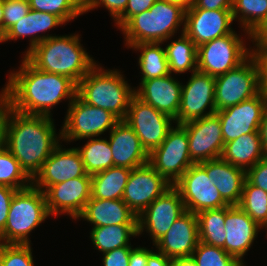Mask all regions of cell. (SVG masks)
<instances>
[{"label": "cell", "instance_id": "obj_1", "mask_svg": "<svg viewBox=\"0 0 267 266\" xmlns=\"http://www.w3.org/2000/svg\"><path fill=\"white\" fill-rule=\"evenodd\" d=\"M2 92L12 109L35 115L52 116L54 106L64 99L69 104L77 96V84L70 78L34 67L25 57L18 71H11Z\"/></svg>", "mask_w": 267, "mask_h": 266}, {"label": "cell", "instance_id": "obj_2", "mask_svg": "<svg viewBox=\"0 0 267 266\" xmlns=\"http://www.w3.org/2000/svg\"><path fill=\"white\" fill-rule=\"evenodd\" d=\"M52 116L25 114L10 107L5 126V147L33 179L60 144Z\"/></svg>", "mask_w": 267, "mask_h": 266}, {"label": "cell", "instance_id": "obj_3", "mask_svg": "<svg viewBox=\"0 0 267 266\" xmlns=\"http://www.w3.org/2000/svg\"><path fill=\"white\" fill-rule=\"evenodd\" d=\"M79 34L53 36L24 57L40 71L66 76L78 84L97 64L79 41Z\"/></svg>", "mask_w": 267, "mask_h": 266}, {"label": "cell", "instance_id": "obj_4", "mask_svg": "<svg viewBox=\"0 0 267 266\" xmlns=\"http://www.w3.org/2000/svg\"><path fill=\"white\" fill-rule=\"evenodd\" d=\"M185 12L186 9L178 4L157 0L149 10L132 16L120 28L125 35L126 46L166 42L182 24L181 32L184 33Z\"/></svg>", "mask_w": 267, "mask_h": 266}, {"label": "cell", "instance_id": "obj_5", "mask_svg": "<svg viewBox=\"0 0 267 266\" xmlns=\"http://www.w3.org/2000/svg\"><path fill=\"white\" fill-rule=\"evenodd\" d=\"M118 70H104L96 64L77 84V96L86 104L110 111L124 120L131 99L132 89Z\"/></svg>", "mask_w": 267, "mask_h": 266}, {"label": "cell", "instance_id": "obj_6", "mask_svg": "<svg viewBox=\"0 0 267 266\" xmlns=\"http://www.w3.org/2000/svg\"><path fill=\"white\" fill-rule=\"evenodd\" d=\"M45 194L33 184L17 190L11 200L7 222L0 240L4 244H30L29 234L47 217Z\"/></svg>", "mask_w": 267, "mask_h": 266}, {"label": "cell", "instance_id": "obj_7", "mask_svg": "<svg viewBox=\"0 0 267 266\" xmlns=\"http://www.w3.org/2000/svg\"><path fill=\"white\" fill-rule=\"evenodd\" d=\"M260 91V68L256 57L251 54L236 68L215 77L216 111L235 106Z\"/></svg>", "mask_w": 267, "mask_h": 266}, {"label": "cell", "instance_id": "obj_8", "mask_svg": "<svg viewBox=\"0 0 267 266\" xmlns=\"http://www.w3.org/2000/svg\"><path fill=\"white\" fill-rule=\"evenodd\" d=\"M235 30L197 47V71L217 77L236 68L251 54Z\"/></svg>", "mask_w": 267, "mask_h": 266}, {"label": "cell", "instance_id": "obj_9", "mask_svg": "<svg viewBox=\"0 0 267 266\" xmlns=\"http://www.w3.org/2000/svg\"><path fill=\"white\" fill-rule=\"evenodd\" d=\"M68 106L60 131L62 141L99 137L119 121L110 111L86 104L78 96Z\"/></svg>", "mask_w": 267, "mask_h": 266}, {"label": "cell", "instance_id": "obj_10", "mask_svg": "<svg viewBox=\"0 0 267 266\" xmlns=\"http://www.w3.org/2000/svg\"><path fill=\"white\" fill-rule=\"evenodd\" d=\"M148 163L172 185L194 164L190 158L186 128L177 124L159 147L148 155Z\"/></svg>", "mask_w": 267, "mask_h": 266}, {"label": "cell", "instance_id": "obj_11", "mask_svg": "<svg viewBox=\"0 0 267 266\" xmlns=\"http://www.w3.org/2000/svg\"><path fill=\"white\" fill-rule=\"evenodd\" d=\"M173 186L180 192L188 212L197 214L229 206L199 163L190 166Z\"/></svg>", "mask_w": 267, "mask_h": 266}, {"label": "cell", "instance_id": "obj_12", "mask_svg": "<svg viewBox=\"0 0 267 266\" xmlns=\"http://www.w3.org/2000/svg\"><path fill=\"white\" fill-rule=\"evenodd\" d=\"M124 121L134 130L142 147L149 154L159 147L173 127L175 120L134 96Z\"/></svg>", "mask_w": 267, "mask_h": 266}, {"label": "cell", "instance_id": "obj_13", "mask_svg": "<svg viewBox=\"0 0 267 266\" xmlns=\"http://www.w3.org/2000/svg\"><path fill=\"white\" fill-rule=\"evenodd\" d=\"M267 107V94L261 90L254 97L241 103L218 110L224 144L249 133H259L264 109Z\"/></svg>", "mask_w": 267, "mask_h": 266}, {"label": "cell", "instance_id": "obj_14", "mask_svg": "<svg viewBox=\"0 0 267 266\" xmlns=\"http://www.w3.org/2000/svg\"><path fill=\"white\" fill-rule=\"evenodd\" d=\"M186 85H182L181 100L175 124L215 114V77L195 71ZM209 107V108H208ZM209 109V111H205Z\"/></svg>", "mask_w": 267, "mask_h": 266}, {"label": "cell", "instance_id": "obj_15", "mask_svg": "<svg viewBox=\"0 0 267 266\" xmlns=\"http://www.w3.org/2000/svg\"><path fill=\"white\" fill-rule=\"evenodd\" d=\"M185 212L180 192L172 186L138 216V236L145 230L155 244Z\"/></svg>", "mask_w": 267, "mask_h": 266}, {"label": "cell", "instance_id": "obj_16", "mask_svg": "<svg viewBox=\"0 0 267 266\" xmlns=\"http://www.w3.org/2000/svg\"><path fill=\"white\" fill-rule=\"evenodd\" d=\"M173 185L149 163L131 169L122 200L138 217Z\"/></svg>", "mask_w": 267, "mask_h": 266}, {"label": "cell", "instance_id": "obj_17", "mask_svg": "<svg viewBox=\"0 0 267 266\" xmlns=\"http://www.w3.org/2000/svg\"><path fill=\"white\" fill-rule=\"evenodd\" d=\"M182 125L188 134L190 158L194 163L221 158L225 144L216 113Z\"/></svg>", "mask_w": 267, "mask_h": 266}, {"label": "cell", "instance_id": "obj_18", "mask_svg": "<svg viewBox=\"0 0 267 266\" xmlns=\"http://www.w3.org/2000/svg\"><path fill=\"white\" fill-rule=\"evenodd\" d=\"M44 194L50 215L68 214L72 219H78L91 198V175L49 186Z\"/></svg>", "mask_w": 267, "mask_h": 266}, {"label": "cell", "instance_id": "obj_19", "mask_svg": "<svg viewBox=\"0 0 267 266\" xmlns=\"http://www.w3.org/2000/svg\"><path fill=\"white\" fill-rule=\"evenodd\" d=\"M85 174L82 158L76 147L63 149L59 144L34 176L32 184L44 192L49 186L82 177Z\"/></svg>", "mask_w": 267, "mask_h": 266}, {"label": "cell", "instance_id": "obj_20", "mask_svg": "<svg viewBox=\"0 0 267 266\" xmlns=\"http://www.w3.org/2000/svg\"><path fill=\"white\" fill-rule=\"evenodd\" d=\"M232 10L187 9L184 33L198 47L234 30Z\"/></svg>", "mask_w": 267, "mask_h": 266}, {"label": "cell", "instance_id": "obj_21", "mask_svg": "<svg viewBox=\"0 0 267 266\" xmlns=\"http://www.w3.org/2000/svg\"><path fill=\"white\" fill-rule=\"evenodd\" d=\"M199 243L197 214L186 211L154 246L171 260L191 257Z\"/></svg>", "mask_w": 267, "mask_h": 266}, {"label": "cell", "instance_id": "obj_22", "mask_svg": "<svg viewBox=\"0 0 267 266\" xmlns=\"http://www.w3.org/2000/svg\"><path fill=\"white\" fill-rule=\"evenodd\" d=\"M260 226L238 205L225 206L226 241L222 249L235 257L241 264L251 248Z\"/></svg>", "mask_w": 267, "mask_h": 266}, {"label": "cell", "instance_id": "obj_23", "mask_svg": "<svg viewBox=\"0 0 267 266\" xmlns=\"http://www.w3.org/2000/svg\"><path fill=\"white\" fill-rule=\"evenodd\" d=\"M139 86L135 89V96L137 98L173 119L177 117L182 83L172 77V74L149 80H141Z\"/></svg>", "mask_w": 267, "mask_h": 266}, {"label": "cell", "instance_id": "obj_24", "mask_svg": "<svg viewBox=\"0 0 267 266\" xmlns=\"http://www.w3.org/2000/svg\"><path fill=\"white\" fill-rule=\"evenodd\" d=\"M109 132L108 142L113 154V166L134 169L148 164L149 154L124 120H119Z\"/></svg>", "mask_w": 267, "mask_h": 266}, {"label": "cell", "instance_id": "obj_25", "mask_svg": "<svg viewBox=\"0 0 267 266\" xmlns=\"http://www.w3.org/2000/svg\"><path fill=\"white\" fill-rule=\"evenodd\" d=\"M229 205H238L243 191L246 173L222 158L199 163Z\"/></svg>", "mask_w": 267, "mask_h": 266}, {"label": "cell", "instance_id": "obj_26", "mask_svg": "<svg viewBox=\"0 0 267 266\" xmlns=\"http://www.w3.org/2000/svg\"><path fill=\"white\" fill-rule=\"evenodd\" d=\"M66 24L60 17L52 13L40 12L30 9L28 14L10 27L0 38L1 42L9 40H17L22 37H30L28 50L23 55L25 56L37 44L53 37V35H38L40 32H45L49 29ZM38 33V34H37Z\"/></svg>", "mask_w": 267, "mask_h": 266}, {"label": "cell", "instance_id": "obj_27", "mask_svg": "<svg viewBox=\"0 0 267 266\" xmlns=\"http://www.w3.org/2000/svg\"><path fill=\"white\" fill-rule=\"evenodd\" d=\"M93 227L118 224H137V216L122 199L106 200L90 198L78 217Z\"/></svg>", "mask_w": 267, "mask_h": 266}, {"label": "cell", "instance_id": "obj_28", "mask_svg": "<svg viewBox=\"0 0 267 266\" xmlns=\"http://www.w3.org/2000/svg\"><path fill=\"white\" fill-rule=\"evenodd\" d=\"M260 133H249L227 142L221 158L245 172L264 158Z\"/></svg>", "mask_w": 267, "mask_h": 266}, {"label": "cell", "instance_id": "obj_29", "mask_svg": "<svg viewBox=\"0 0 267 266\" xmlns=\"http://www.w3.org/2000/svg\"><path fill=\"white\" fill-rule=\"evenodd\" d=\"M131 169L110 167L91 176V198L122 199Z\"/></svg>", "mask_w": 267, "mask_h": 266}, {"label": "cell", "instance_id": "obj_30", "mask_svg": "<svg viewBox=\"0 0 267 266\" xmlns=\"http://www.w3.org/2000/svg\"><path fill=\"white\" fill-rule=\"evenodd\" d=\"M138 236L137 224H118L92 227L90 238L96 250L102 253L121 247H132L129 238Z\"/></svg>", "mask_w": 267, "mask_h": 266}, {"label": "cell", "instance_id": "obj_31", "mask_svg": "<svg viewBox=\"0 0 267 266\" xmlns=\"http://www.w3.org/2000/svg\"><path fill=\"white\" fill-rule=\"evenodd\" d=\"M170 74L197 71V46L185 34L165 47Z\"/></svg>", "mask_w": 267, "mask_h": 266}, {"label": "cell", "instance_id": "obj_32", "mask_svg": "<svg viewBox=\"0 0 267 266\" xmlns=\"http://www.w3.org/2000/svg\"><path fill=\"white\" fill-rule=\"evenodd\" d=\"M163 43H139L130 46V49L139 50L138 65L141 69V80L163 77L170 74Z\"/></svg>", "mask_w": 267, "mask_h": 266}, {"label": "cell", "instance_id": "obj_33", "mask_svg": "<svg viewBox=\"0 0 267 266\" xmlns=\"http://www.w3.org/2000/svg\"><path fill=\"white\" fill-rule=\"evenodd\" d=\"M82 158L86 174L94 175L113 167V157L110 144L107 139L88 138L87 143L76 148Z\"/></svg>", "mask_w": 267, "mask_h": 266}, {"label": "cell", "instance_id": "obj_34", "mask_svg": "<svg viewBox=\"0 0 267 266\" xmlns=\"http://www.w3.org/2000/svg\"><path fill=\"white\" fill-rule=\"evenodd\" d=\"M199 241L208 245L223 247L226 241L225 206L197 213Z\"/></svg>", "mask_w": 267, "mask_h": 266}, {"label": "cell", "instance_id": "obj_35", "mask_svg": "<svg viewBox=\"0 0 267 266\" xmlns=\"http://www.w3.org/2000/svg\"><path fill=\"white\" fill-rule=\"evenodd\" d=\"M232 15L251 39V34L267 18V0H234Z\"/></svg>", "mask_w": 267, "mask_h": 266}, {"label": "cell", "instance_id": "obj_36", "mask_svg": "<svg viewBox=\"0 0 267 266\" xmlns=\"http://www.w3.org/2000/svg\"><path fill=\"white\" fill-rule=\"evenodd\" d=\"M32 184V179L21 168L19 161L4 146L0 150V185L16 190Z\"/></svg>", "mask_w": 267, "mask_h": 266}, {"label": "cell", "instance_id": "obj_37", "mask_svg": "<svg viewBox=\"0 0 267 266\" xmlns=\"http://www.w3.org/2000/svg\"><path fill=\"white\" fill-rule=\"evenodd\" d=\"M238 206L261 226L267 218V192L245 180Z\"/></svg>", "mask_w": 267, "mask_h": 266}, {"label": "cell", "instance_id": "obj_38", "mask_svg": "<svg viewBox=\"0 0 267 266\" xmlns=\"http://www.w3.org/2000/svg\"><path fill=\"white\" fill-rule=\"evenodd\" d=\"M30 9L52 13L65 23L85 13V0H29Z\"/></svg>", "mask_w": 267, "mask_h": 266}, {"label": "cell", "instance_id": "obj_39", "mask_svg": "<svg viewBox=\"0 0 267 266\" xmlns=\"http://www.w3.org/2000/svg\"><path fill=\"white\" fill-rule=\"evenodd\" d=\"M191 257L197 266H245L221 247L208 245L201 241Z\"/></svg>", "mask_w": 267, "mask_h": 266}, {"label": "cell", "instance_id": "obj_40", "mask_svg": "<svg viewBox=\"0 0 267 266\" xmlns=\"http://www.w3.org/2000/svg\"><path fill=\"white\" fill-rule=\"evenodd\" d=\"M30 244H5L1 266H34Z\"/></svg>", "mask_w": 267, "mask_h": 266}, {"label": "cell", "instance_id": "obj_41", "mask_svg": "<svg viewBox=\"0 0 267 266\" xmlns=\"http://www.w3.org/2000/svg\"><path fill=\"white\" fill-rule=\"evenodd\" d=\"M3 34L30 11L29 0H3Z\"/></svg>", "mask_w": 267, "mask_h": 266}, {"label": "cell", "instance_id": "obj_42", "mask_svg": "<svg viewBox=\"0 0 267 266\" xmlns=\"http://www.w3.org/2000/svg\"><path fill=\"white\" fill-rule=\"evenodd\" d=\"M127 2L128 0H85V13L104 6L115 22L125 12Z\"/></svg>", "mask_w": 267, "mask_h": 266}, {"label": "cell", "instance_id": "obj_43", "mask_svg": "<svg viewBox=\"0 0 267 266\" xmlns=\"http://www.w3.org/2000/svg\"><path fill=\"white\" fill-rule=\"evenodd\" d=\"M246 180L267 192V158L264 157L246 172Z\"/></svg>", "mask_w": 267, "mask_h": 266}, {"label": "cell", "instance_id": "obj_44", "mask_svg": "<svg viewBox=\"0 0 267 266\" xmlns=\"http://www.w3.org/2000/svg\"><path fill=\"white\" fill-rule=\"evenodd\" d=\"M157 0H128L125 12L115 21L121 28L132 16L149 10Z\"/></svg>", "mask_w": 267, "mask_h": 266}, {"label": "cell", "instance_id": "obj_45", "mask_svg": "<svg viewBox=\"0 0 267 266\" xmlns=\"http://www.w3.org/2000/svg\"><path fill=\"white\" fill-rule=\"evenodd\" d=\"M133 247H121L103 253V266H128Z\"/></svg>", "mask_w": 267, "mask_h": 266}, {"label": "cell", "instance_id": "obj_46", "mask_svg": "<svg viewBox=\"0 0 267 266\" xmlns=\"http://www.w3.org/2000/svg\"><path fill=\"white\" fill-rule=\"evenodd\" d=\"M17 190L0 185V234L4 231L11 200Z\"/></svg>", "mask_w": 267, "mask_h": 266}, {"label": "cell", "instance_id": "obj_47", "mask_svg": "<svg viewBox=\"0 0 267 266\" xmlns=\"http://www.w3.org/2000/svg\"><path fill=\"white\" fill-rule=\"evenodd\" d=\"M252 54L256 57L260 68V87L267 94V46H256Z\"/></svg>", "mask_w": 267, "mask_h": 266}, {"label": "cell", "instance_id": "obj_48", "mask_svg": "<svg viewBox=\"0 0 267 266\" xmlns=\"http://www.w3.org/2000/svg\"><path fill=\"white\" fill-rule=\"evenodd\" d=\"M234 0H195L189 9L232 10Z\"/></svg>", "mask_w": 267, "mask_h": 266}, {"label": "cell", "instance_id": "obj_49", "mask_svg": "<svg viewBox=\"0 0 267 266\" xmlns=\"http://www.w3.org/2000/svg\"><path fill=\"white\" fill-rule=\"evenodd\" d=\"M10 103L7 96L0 93V150L5 146V126L8 118Z\"/></svg>", "mask_w": 267, "mask_h": 266}, {"label": "cell", "instance_id": "obj_50", "mask_svg": "<svg viewBox=\"0 0 267 266\" xmlns=\"http://www.w3.org/2000/svg\"><path fill=\"white\" fill-rule=\"evenodd\" d=\"M152 252L144 247L132 248L130 252L129 265L128 266H146L147 257Z\"/></svg>", "mask_w": 267, "mask_h": 266}, {"label": "cell", "instance_id": "obj_51", "mask_svg": "<svg viewBox=\"0 0 267 266\" xmlns=\"http://www.w3.org/2000/svg\"><path fill=\"white\" fill-rule=\"evenodd\" d=\"M251 39L255 42V46H267V18L251 34Z\"/></svg>", "mask_w": 267, "mask_h": 266}, {"label": "cell", "instance_id": "obj_52", "mask_svg": "<svg viewBox=\"0 0 267 266\" xmlns=\"http://www.w3.org/2000/svg\"><path fill=\"white\" fill-rule=\"evenodd\" d=\"M172 260L166 257L163 253L151 252L147 257L146 266H171Z\"/></svg>", "mask_w": 267, "mask_h": 266}, {"label": "cell", "instance_id": "obj_53", "mask_svg": "<svg viewBox=\"0 0 267 266\" xmlns=\"http://www.w3.org/2000/svg\"><path fill=\"white\" fill-rule=\"evenodd\" d=\"M260 138L264 156L267 158V107L264 109L262 120L259 127Z\"/></svg>", "mask_w": 267, "mask_h": 266}, {"label": "cell", "instance_id": "obj_54", "mask_svg": "<svg viewBox=\"0 0 267 266\" xmlns=\"http://www.w3.org/2000/svg\"><path fill=\"white\" fill-rule=\"evenodd\" d=\"M171 266H197L192 257L177 258L172 260Z\"/></svg>", "mask_w": 267, "mask_h": 266}, {"label": "cell", "instance_id": "obj_55", "mask_svg": "<svg viewBox=\"0 0 267 266\" xmlns=\"http://www.w3.org/2000/svg\"><path fill=\"white\" fill-rule=\"evenodd\" d=\"M171 3L178 4L182 6L184 9H189L194 5L195 0H167Z\"/></svg>", "mask_w": 267, "mask_h": 266}, {"label": "cell", "instance_id": "obj_56", "mask_svg": "<svg viewBox=\"0 0 267 266\" xmlns=\"http://www.w3.org/2000/svg\"><path fill=\"white\" fill-rule=\"evenodd\" d=\"M3 16H4L3 0H0V38L3 35Z\"/></svg>", "mask_w": 267, "mask_h": 266}, {"label": "cell", "instance_id": "obj_57", "mask_svg": "<svg viewBox=\"0 0 267 266\" xmlns=\"http://www.w3.org/2000/svg\"><path fill=\"white\" fill-rule=\"evenodd\" d=\"M4 245L5 244L0 240V266H1L2 250Z\"/></svg>", "mask_w": 267, "mask_h": 266}, {"label": "cell", "instance_id": "obj_58", "mask_svg": "<svg viewBox=\"0 0 267 266\" xmlns=\"http://www.w3.org/2000/svg\"><path fill=\"white\" fill-rule=\"evenodd\" d=\"M265 228V230H266V228H267V218H266V220L264 221V223L260 226V230L261 229H264Z\"/></svg>", "mask_w": 267, "mask_h": 266}]
</instances>
